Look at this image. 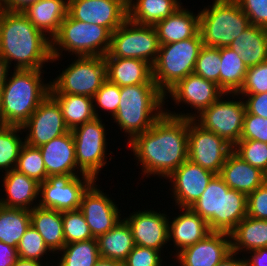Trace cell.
<instances>
[{
  "label": "cell",
  "mask_w": 267,
  "mask_h": 266,
  "mask_svg": "<svg viewBox=\"0 0 267 266\" xmlns=\"http://www.w3.org/2000/svg\"><path fill=\"white\" fill-rule=\"evenodd\" d=\"M189 118L164 113L146 132L126 145L141 166V175L167 179L188 160Z\"/></svg>",
  "instance_id": "obj_1"
},
{
  "label": "cell",
  "mask_w": 267,
  "mask_h": 266,
  "mask_svg": "<svg viewBox=\"0 0 267 266\" xmlns=\"http://www.w3.org/2000/svg\"><path fill=\"white\" fill-rule=\"evenodd\" d=\"M0 56L14 70H44L52 61L51 39L22 12L0 9Z\"/></svg>",
  "instance_id": "obj_2"
},
{
  "label": "cell",
  "mask_w": 267,
  "mask_h": 266,
  "mask_svg": "<svg viewBox=\"0 0 267 266\" xmlns=\"http://www.w3.org/2000/svg\"><path fill=\"white\" fill-rule=\"evenodd\" d=\"M120 103L111 120L127 137L146 132L164 113L165 96L156 84L120 87Z\"/></svg>",
  "instance_id": "obj_3"
},
{
  "label": "cell",
  "mask_w": 267,
  "mask_h": 266,
  "mask_svg": "<svg viewBox=\"0 0 267 266\" xmlns=\"http://www.w3.org/2000/svg\"><path fill=\"white\" fill-rule=\"evenodd\" d=\"M9 73L1 86L3 116L7 125L22 126L49 95L50 81L45 83L40 69Z\"/></svg>",
  "instance_id": "obj_4"
},
{
  "label": "cell",
  "mask_w": 267,
  "mask_h": 266,
  "mask_svg": "<svg viewBox=\"0 0 267 266\" xmlns=\"http://www.w3.org/2000/svg\"><path fill=\"white\" fill-rule=\"evenodd\" d=\"M190 209L208 222L211 231L230 233L247 216V195L215 175Z\"/></svg>",
  "instance_id": "obj_5"
},
{
  "label": "cell",
  "mask_w": 267,
  "mask_h": 266,
  "mask_svg": "<svg viewBox=\"0 0 267 266\" xmlns=\"http://www.w3.org/2000/svg\"><path fill=\"white\" fill-rule=\"evenodd\" d=\"M112 33L103 26L84 23L69 15L51 39V64L63 57V51L75 56H102L110 49Z\"/></svg>",
  "instance_id": "obj_6"
},
{
  "label": "cell",
  "mask_w": 267,
  "mask_h": 266,
  "mask_svg": "<svg viewBox=\"0 0 267 266\" xmlns=\"http://www.w3.org/2000/svg\"><path fill=\"white\" fill-rule=\"evenodd\" d=\"M250 25L236 0H214L199 10V33L206 47H229Z\"/></svg>",
  "instance_id": "obj_7"
},
{
  "label": "cell",
  "mask_w": 267,
  "mask_h": 266,
  "mask_svg": "<svg viewBox=\"0 0 267 266\" xmlns=\"http://www.w3.org/2000/svg\"><path fill=\"white\" fill-rule=\"evenodd\" d=\"M200 33L187 40L160 45L152 78L165 95L180 80L193 73L197 57L203 47Z\"/></svg>",
  "instance_id": "obj_8"
},
{
  "label": "cell",
  "mask_w": 267,
  "mask_h": 266,
  "mask_svg": "<svg viewBox=\"0 0 267 266\" xmlns=\"http://www.w3.org/2000/svg\"><path fill=\"white\" fill-rule=\"evenodd\" d=\"M55 79L51 78L49 94H76L93 97L107 79L102 56H76Z\"/></svg>",
  "instance_id": "obj_9"
},
{
  "label": "cell",
  "mask_w": 267,
  "mask_h": 266,
  "mask_svg": "<svg viewBox=\"0 0 267 266\" xmlns=\"http://www.w3.org/2000/svg\"><path fill=\"white\" fill-rule=\"evenodd\" d=\"M103 121L102 117H95L71 130L77 167L96 181L99 180L100 171L106 167L107 162H110L107 161L108 156L111 161L114 159L111 155L113 151L110 152L107 149L109 139L106 138L108 134L106 131L108 129L105 128L107 126Z\"/></svg>",
  "instance_id": "obj_10"
},
{
  "label": "cell",
  "mask_w": 267,
  "mask_h": 266,
  "mask_svg": "<svg viewBox=\"0 0 267 266\" xmlns=\"http://www.w3.org/2000/svg\"><path fill=\"white\" fill-rule=\"evenodd\" d=\"M245 113L244 101L238 93H224L193 120L203 129L214 132L234 146L241 139Z\"/></svg>",
  "instance_id": "obj_11"
},
{
  "label": "cell",
  "mask_w": 267,
  "mask_h": 266,
  "mask_svg": "<svg viewBox=\"0 0 267 266\" xmlns=\"http://www.w3.org/2000/svg\"><path fill=\"white\" fill-rule=\"evenodd\" d=\"M160 42L154 26L140 25L127 19L111 35L109 52L104 58H134L156 62Z\"/></svg>",
  "instance_id": "obj_12"
},
{
  "label": "cell",
  "mask_w": 267,
  "mask_h": 266,
  "mask_svg": "<svg viewBox=\"0 0 267 266\" xmlns=\"http://www.w3.org/2000/svg\"><path fill=\"white\" fill-rule=\"evenodd\" d=\"M223 94L224 92L215 82L206 80L195 73H191L180 80L164 96L166 107L168 106L166 102H170L167 100L169 97L176 105L174 107L184 104L187 105L186 107H190L191 111L194 110L195 113L190 112V110H188L187 113H185L184 110L183 113L182 111L179 112V110L175 112V110L171 111L166 107L165 113L179 118L193 119L203 109L210 107Z\"/></svg>",
  "instance_id": "obj_13"
},
{
  "label": "cell",
  "mask_w": 267,
  "mask_h": 266,
  "mask_svg": "<svg viewBox=\"0 0 267 266\" xmlns=\"http://www.w3.org/2000/svg\"><path fill=\"white\" fill-rule=\"evenodd\" d=\"M94 181L89 175L49 176L39 184L38 206L61 212L77 210L83 193Z\"/></svg>",
  "instance_id": "obj_14"
},
{
  "label": "cell",
  "mask_w": 267,
  "mask_h": 266,
  "mask_svg": "<svg viewBox=\"0 0 267 266\" xmlns=\"http://www.w3.org/2000/svg\"><path fill=\"white\" fill-rule=\"evenodd\" d=\"M233 146L214 132L203 129L193 119L188 127V160L219 175Z\"/></svg>",
  "instance_id": "obj_15"
},
{
  "label": "cell",
  "mask_w": 267,
  "mask_h": 266,
  "mask_svg": "<svg viewBox=\"0 0 267 266\" xmlns=\"http://www.w3.org/2000/svg\"><path fill=\"white\" fill-rule=\"evenodd\" d=\"M21 127L26 135L25 143L33 147H39L70 131L57 101L50 94Z\"/></svg>",
  "instance_id": "obj_16"
},
{
  "label": "cell",
  "mask_w": 267,
  "mask_h": 266,
  "mask_svg": "<svg viewBox=\"0 0 267 266\" xmlns=\"http://www.w3.org/2000/svg\"><path fill=\"white\" fill-rule=\"evenodd\" d=\"M96 180L83 193L79 210L83 213L92 236L98 238L107 233L123 218L121 209L114 201L96 185Z\"/></svg>",
  "instance_id": "obj_17"
},
{
  "label": "cell",
  "mask_w": 267,
  "mask_h": 266,
  "mask_svg": "<svg viewBox=\"0 0 267 266\" xmlns=\"http://www.w3.org/2000/svg\"><path fill=\"white\" fill-rule=\"evenodd\" d=\"M68 15L112 33L128 19V8L123 0H68Z\"/></svg>",
  "instance_id": "obj_18"
},
{
  "label": "cell",
  "mask_w": 267,
  "mask_h": 266,
  "mask_svg": "<svg viewBox=\"0 0 267 266\" xmlns=\"http://www.w3.org/2000/svg\"><path fill=\"white\" fill-rule=\"evenodd\" d=\"M162 212L160 210L157 212L153 208L136 209L128 214L129 216L122 218L131 228L135 245L156 249L163 255V248L169 243V214L164 210Z\"/></svg>",
  "instance_id": "obj_19"
},
{
  "label": "cell",
  "mask_w": 267,
  "mask_h": 266,
  "mask_svg": "<svg viewBox=\"0 0 267 266\" xmlns=\"http://www.w3.org/2000/svg\"><path fill=\"white\" fill-rule=\"evenodd\" d=\"M215 175L200 165L186 160L166 179L171 183L169 190L175 207L190 208L204 193Z\"/></svg>",
  "instance_id": "obj_20"
},
{
  "label": "cell",
  "mask_w": 267,
  "mask_h": 266,
  "mask_svg": "<svg viewBox=\"0 0 267 266\" xmlns=\"http://www.w3.org/2000/svg\"><path fill=\"white\" fill-rule=\"evenodd\" d=\"M231 252L230 234L212 231L199 242L180 251L172 260L176 259L177 266H216Z\"/></svg>",
  "instance_id": "obj_21"
},
{
  "label": "cell",
  "mask_w": 267,
  "mask_h": 266,
  "mask_svg": "<svg viewBox=\"0 0 267 266\" xmlns=\"http://www.w3.org/2000/svg\"><path fill=\"white\" fill-rule=\"evenodd\" d=\"M174 209H178L180 214L174 213L173 215L177 216H169L168 235L169 242H173V248L170 249L171 252L166 253V255L170 254V257L172 255L175 257L180 251L194 245L212 232L208 222L190 208L174 207Z\"/></svg>",
  "instance_id": "obj_22"
},
{
  "label": "cell",
  "mask_w": 267,
  "mask_h": 266,
  "mask_svg": "<svg viewBox=\"0 0 267 266\" xmlns=\"http://www.w3.org/2000/svg\"><path fill=\"white\" fill-rule=\"evenodd\" d=\"M49 176L86 175L76 164L74 138L71 130L39 146Z\"/></svg>",
  "instance_id": "obj_23"
},
{
  "label": "cell",
  "mask_w": 267,
  "mask_h": 266,
  "mask_svg": "<svg viewBox=\"0 0 267 266\" xmlns=\"http://www.w3.org/2000/svg\"><path fill=\"white\" fill-rule=\"evenodd\" d=\"M3 176V177H2ZM0 176L5 191L0 196V205L9 208L31 210L39 203V183L15 169Z\"/></svg>",
  "instance_id": "obj_24"
},
{
  "label": "cell",
  "mask_w": 267,
  "mask_h": 266,
  "mask_svg": "<svg viewBox=\"0 0 267 266\" xmlns=\"http://www.w3.org/2000/svg\"><path fill=\"white\" fill-rule=\"evenodd\" d=\"M219 176L230 188L248 195L267 181V175L232 151L221 168Z\"/></svg>",
  "instance_id": "obj_25"
},
{
  "label": "cell",
  "mask_w": 267,
  "mask_h": 266,
  "mask_svg": "<svg viewBox=\"0 0 267 266\" xmlns=\"http://www.w3.org/2000/svg\"><path fill=\"white\" fill-rule=\"evenodd\" d=\"M107 79L119 87L138 84H155L152 66L134 58H104Z\"/></svg>",
  "instance_id": "obj_26"
},
{
  "label": "cell",
  "mask_w": 267,
  "mask_h": 266,
  "mask_svg": "<svg viewBox=\"0 0 267 266\" xmlns=\"http://www.w3.org/2000/svg\"><path fill=\"white\" fill-rule=\"evenodd\" d=\"M154 27L160 45L187 40L199 32V11L194 13L181 5L169 17L157 22Z\"/></svg>",
  "instance_id": "obj_27"
},
{
  "label": "cell",
  "mask_w": 267,
  "mask_h": 266,
  "mask_svg": "<svg viewBox=\"0 0 267 266\" xmlns=\"http://www.w3.org/2000/svg\"><path fill=\"white\" fill-rule=\"evenodd\" d=\"M23 14L37 29L52 39L68 15V0H41L29 6Z\"/></svg>",
  "instance_id": "obj_28"
},
{
  "label": "cell",
  "mask_w": 267,
  "mask_h": 266,
  "mask_svg": "<svg viewBox=\"0 0 267 266\" xmlns=\"http://www.w3.org/2000/svg\"><path fill=\"white\" fill-rule=\"evenodd\" d=\"M31 226L42 236L46 246L56 256L65 246L62 212L36 206L30 210Z\"/></svg>",
  "instance_id": "obj_29"
},
{
  "label": "cell",
  "mask_w": 267,
  "mask_h": 266,
  "mask_svg": "<svg viewBox=\"0 0 267 266\" xmlns=\"http://www.w3.org/2000/svg\"><path fill=\"white\" fill-rule=\"evenodd\" d=\"M229 48L240 55L247 68L256 66L267 60V29L250 25L233 40Z\"/></svg>",
  "instance_id": "obj_30"
},
{
  "label": "cell",
  "mask_w": 267,
  "mask_h": 266,
  "mask_svg": "<svg viewBox=\"0 0 267 266\" xmlns=\"http://www.w3.org/2000/svg\"><path fill=\"white\" fill-rule=\"evenodd\" d=\"M229 234L231 251L239 256L242 252L244 256L251 250L267 247V220L246 216Z\"/></svg>",
  "instance_id": "obj_31"
},
{
  "label": "cell",
  "mask_w": 267,
  "mask_h": 266,
  "mask_svg": "<svg viewBox=\"0 0 267 266\" xmlns=\"http://www.w3.org/2000/svg\"><path fill=\"white\" fill-rule=\"evenodd\" d=\"M100 257L124 262L135 247L132 231L122 219L107 233L97 238Z\"/></svg>",
  "instance_id": "obj_32"
},
{
  "label": "cell",
  "mask_w": 267,
  "mask_h": 266,
  "mask_svg": "<svg viewBox=\"0 0 267 266\" xmlns=\"http://www.w3.org/2000/svg\"><path fill=\"white\" fill-rule=\"evenodd\" d=\"M181 0H131L127 4L128 19L140 25L154 26L169 17L181 5Z\"/></svg>",
  "instance_id": "obj_33"
},
{
  "label": "cell",
  "mask_w": 267,
  "mask_h": 266,
  "mask_svg": "<svg viewBox=\"0 0 267 266\" xmlns=\"http://www.w3.org/2000/svg\"><path fill=\"white\" fill-rule=\"evenodd\" d=\"M58 103L66 126L73 128L94 119L93 99L76 94H50Z\"/></svg>",
  "instance_id": "obj_34"
},
{
  "label": "cell",
  "mask_w": 267,
  "mask_h": 266,
  "mask_svg": "<svg viewBox=\"0 0 267 266\" xmlns=\"http://www.w3.org/2000/svg\"><path fill=\"white\" fill-rule=\"evenodd\" d=\"M30 225V210L0 205V241L17 247Z\"/></svg>",
  "instance_id": "obj_35"
},
{
  "label": "cell",
  "mask_w": 267,
  "mask_h": 266,
  "mask_svg": "<svg viewBox=\"0 0 267 266\" xmlns=\"http://www.w3.org/2000/svg\"><path fill=\"white\" fill-rule=\"evenodd\" d=\"M220 57V89L224 93H237L244 82L247 66L240 55L229 47L220 48Z\"/></svg>",
  "instance_id": "obj_36"
},
{
  "label": "cell",
  "mask_w": 267,
  "mask_h": 266,
  "mask_svg": "<svg viewBox=\"0 0 267 266\" xmlns=\"http://www.w3.org/2000/svg\"><path fill=\"white\" fill-rule=\"evenodd\" d=\"M57 254L54 266H94L100 258L96 238L65 244Z\"/></svg>",
  "instance_id": "obj_37"
},
{
  "label": "cell",
  "mask_w": 267,
  "mask_h": 266,
  "mask_svg": "<svg viewBox=\"0 0 267 266\" xmlns=\"http://www.w3.org/2000/svg\"><path fill=\"white\" fill-rule=\"evenodd\" d=\"M21 126H6L0 129V172L15 169L22 147L25 144ZM1 174V173H0Z\"/></svg>",
  "instance_id": "obj_38"
},
{
  "label": "cell",
  "mask_w": 267,
  "mask_h": 266,
  "mask_svg": "<svg viewBox=\"0 0 267 266\" xmlns=\"http://www.w3.org/2000/svg\"><path fill=\"white\" fill-rule=\"evenodd\" d=\"M18 257L24 259H32L37 260L41 263H45V265L50 266V264H54L56 261L54 259L47 260L48 256L56 257L46 246L42 236L38 233V231L33 228L31 225L26 230L25 234L22 236L18 246H17ZM52 254V255H49ZM44 255H46L44 257ZM44 258V259H43ZM45 259L47 261H45ZM44 262H43V261ZM51 262V263H50Z\"/></svg>",
  "instance_id": "obj_39"
},
{
  "label": "cell",
  "mask_w": 267,
  "mask_h": 266,
  "mask_svg": "<svg viewBox=\"0 0 267 266\" xmlns=\"http://www.w3.org/2000/svg\"><path fill=\"white\" fill-rule=\"evenodd\" d=\"M15 170L24 173L39 184L43 183L48 178L39 147H33L26 143L21 149Z\"/></svg>",
  "instance_id": "obj_40"
},
{
  "label": "cell",
  "mask_w": 267,
  "mask_h": 266,
  "mask_svg": "<svg viewBox=\"0 0 267 266\" xmlns=\"http://www.w3.org/2000/svg\"><path fill=\"white\" fill-rule=\"evenodd\" d=\"M65 244L94 238L83 213L77 210L62 211Z\"/></svg>",
  "instance_id": "obj_41"
},
{
  "label": "cell",
  "mask_w": 267,
  "mask_h": 266,
  "mask_svg": "<svg viewBox=\"0 0 267 266\" xmlns=\"http://www.w3.org/2000/svg\"><path fill=\"white\" fill-rule=\"evenodd\" d=\"M220 48L203 46L197 57L193 73L215 82L220 88Z\"/></svg>",
  "instance_id": "obj_42"
},
{
  "label": "cell",
  "mask_w": 267,
  "mask_h": 266,
  "mask_svg": "<svg viewBox=\"0 0 267 266\" xmlns=\"http://www.w3.org/2000/svg\"><path fill=\"white\" fill-rule=\"evenodd\" d=\"M233 151L267 175V143L258 140H239L233 146Z\"/></svg>",
  "instance_id": "obj_43"
},
{
  "label": "cell",
  "mask_w": 267,
  "mask_h": 266,
  "mask_svg": "<svg viewBox=\"0 0 267 266\" xmlns=\"http://www.w3.org/2000/svg\"><path fill=\"white\" fill-rule=\"evenodd\" d=\"M120 92V87L118 85L106 79L100 89L92 97L95 116L101 118L102 114L98 112L100 109L104 111V114L108 113V116L110 114V118H112L118 110L121 99Z\"/></svg>",
  "instance_id": "obj_44"
},
{
  "label": "cell",
  "mask_w": 267,
  "mask_h": 266,
  "mask_svg": "<svg viewBox=\"0 0 267 266\" xmlns=\"http://www.w3.org/2000/svg\"><path fill=\"white\" fill-rule=\"evenodd\" d=\"M267 92V60L247 68L238 95H255Z\"/></svg>",
  "instance_id": "obj_45"
},
{
  "label": "cell",
  "mask_w": 267,
  "mask_h": 266,
  "mask_svg": "<svg viewBox=\"0 0 267 266\" xmlns=\"http://www.w3.org/2000/svg\"><path fill=\"white\" fill-rule=\"evenodd\" d=\"M161 254L156 249L135 245L124 264L125 266H174L173 264L167 265Z\"/></svg>",
  "instance_id": "obj_46"
},
{
  "label": "cell",
  "mask_w": 267,
  "mask_h": 266,
  "mask_svg": "<svg viewBox=\"0 0 267 266\" xmlns=\"http://www.w3.org/2000/svg\"><path fill=\"white\" fill-rule=\"evenodd\" d=\"M240 140H258L267 143V118L246 112Z\"/></svg>",
  "instance_id": "obj_47"
},
{
  "label": "cell",
  "mask_w": 267,
  "mask_h": 266,
  "mask_svg": "<svg viewBox=\"0 0 267 266\" xmlns=\"http://www.w3.org/2000/svg\"><path fill=\"white\" fill-rule=\"evenodd\" d=\"M251 25L267 29V0H236Z\"/></svg>",
  "instance_id": "obj_48"
},
{
  "label": "cell",
  "mask_w": 267,
  "mask_h": 266,
  "mask_svg": "<svg viewBox=\"0 0 267 266\" xmlns=\"http://www.w3.org/2000/svg\"><path fill=\"white\" fill-rule=\"evenodd\" d=\"M247 216L267 220V181L247 195Z\"/></svg>",
  "instance_id": "obj_49"
},
{
  "label": "cell",
  "mask_w": 267,
  "mask_h": 266,
  "mask_svg": "<svg viewBox=\"0 0 267 266\" xmlns=\"http://www.w3.org/2000/svg\"><path fill=\"white\" fill-rule=\"evenodd\" d=\"M244 101L246 112L267 118V92L255 95H240Z\"/></svg>",
  "instance_id": "obj_50"
},
{
  "label": "cell",
  "mask_w": 267,
  "mask_h": 266,
  "mask_svg": "<svg viewBox=\"0 0 267 266\" xmlns=\"http://www.w3.org/2000/svg\"><path fill=\"white\" fill-rule=\"evenodd\" d=\"M41 0H0V9L7 12H24L29 6Z\"/></svg>",
  "instance_id": "obj_51"
},
{
  "label": "cell",
  "mask_w": 267,
  "mask_h": 266,
  "mask_svg": "<svg viewBox=\"0 0 267 266\" xmlns=\"http://www.w3.org/2000/svg\"><path fill=\"white\" fill-rule=\"evenodd\" d=\"M247 254L243 256L245 266H267V247L251 250Z\"/></svg>",
  "instance_id": "obj_52"
},
{
  "label": "cell",
  "mask_w": 267,
  "mask_h": 266,
  "mask_svg": "<svg viewBox=\"0 0 267 266\" xmlns=\"http://www.w3.org/2000/svg\"><path fill=\"white\" fill-rule=\"evenodd\" d=\"M17 259V247L0 241V266H13Z\"/></svg>",
  "instance_id": "obj_53"
},
{
  "label": "cell",
  "mask_w": 267,
  "mask_h": 266,
  "mask_svg": "<svg viewBox=\"0 0 267 266\" xmlns=\"http://www.w3.org/2000/svg\"><path fill=\"white\" fill-rule=\"evenodd\" d=\"M238 255V253L231 252L216 266H245L244 257H241L240 259Z\"/></svg>",
  "instance_id": "obj_54"
},
{
  "label": "cell",
  "mask_w": 267,
  "mask_h": 266,
  "mask_svg": "<svg viewBox=\"0 0 267 266\" xmlns=\"http://www.w3.org/2000/svg\"><path fill=\"white\" fill-rule=\"evenodd\" d=\"M13 266H47V265L37 260L24 259V258L18 257V259L16 260ZM51 266H54V265L52 264Z\"/></svg>",
  "instance_id": "obj_55"
},
{
  "label": "cell",
  "mask_w": 267,
  "mask_h": 266,
  "mask_svg": "<svg viewBox=\"0 0 267 266\" xmlns=\"http://www.w3.org/2000/svg\"><path fill=\"white\" fill-rule=\"evenodd\" d=\"M10 70L7 62L0 56V87L5 82Z\"/></svg>",
  "instance_id": "obj_56"
},
{
  "label": "cell",
  "mask_w": 267,
  "mask_h": 266,
  "mask_svg": "<svg viewBox=\"0 0 267 266\" xmlns=\"http://www.w3.org/2000/svg\"><path fill=\"white\" fill-rule=\"evenodd\" d=\"M94 266H125V264L122 261L100 257Z\"/></svg>",
  "instance_id": "obj_57"
},
{
  "label": "cell",
  "mask_w": 267,
  "mask_h": 266,
  "mask_svg": "<svg viewBox=\"0 0 267 266\" xmlns=\"http://www.w3.org/2000/svg\"><path fill=\"white\" fill-rule=\"evenodd\" d=\"M8 126L6 124L5 118L3 116V108H2V94H1V87H0V129Z\"/></svg>",
  "instance_id": "obj_58"
},
{
  "label": "cell",
  "mask_w": 267,
  "mask_h": 266,
  "mask_svg": "<svg viewBox=\"0 0 267 266\" xmlns=\"http://www.w3.org/2000/svg\"><path fill=\"white\" fill-rule=\"evenodd\" d=\"M126 4H128L131 0H123Z\"/></svg>",
  "instance_id": "obj_59"
}]
</instances>
